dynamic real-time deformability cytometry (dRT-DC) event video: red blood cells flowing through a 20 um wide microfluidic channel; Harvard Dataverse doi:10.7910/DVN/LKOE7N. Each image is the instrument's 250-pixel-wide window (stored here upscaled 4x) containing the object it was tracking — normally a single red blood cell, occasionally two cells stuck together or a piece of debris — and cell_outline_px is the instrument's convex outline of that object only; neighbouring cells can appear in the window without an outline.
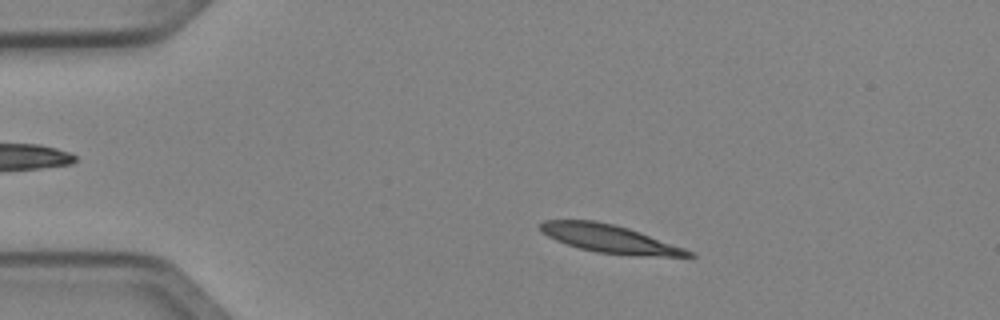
{"species": "Egyptian fruit bat (a non-hibernating species)", "species_latin": "Rousettus aegyptiacus", "temperature_condition": "cold", "stored_images_in_passage": 47, "camera_frame_rate_fps": 3000, "um_per_image_px": 0.085, "animal": {"sex": "female"}, "frame": {"image": 1, "passage_image": 7, "time_ms": 2.0, "image_size_px": [1000, 320], "cell_outline_px": [[696, 256], [692, 260], [632, 256], [596, 252], [580, 248], [556, 240], [548, 236], [540, 228], [540, 224], [544, 220], [596, 220], [628, 228], [640, 232], [684, 248], [692, 252]], "centroid_in_image_um": [52.03, 20.36], "position_along_channel_um": 33.0, "area_um2": 24.85}}
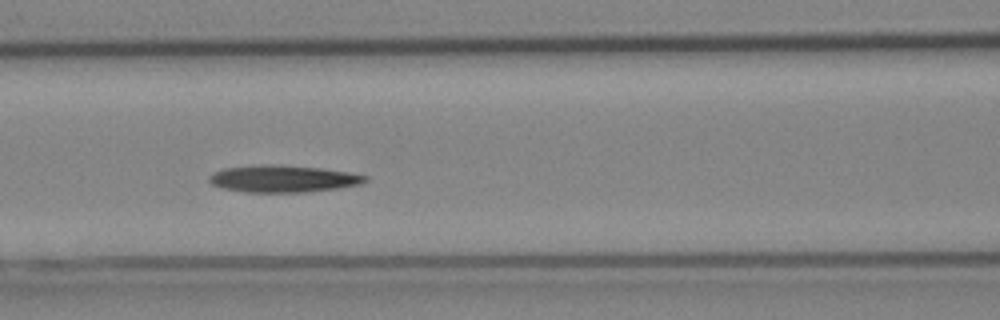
{"frame": {"image": 2, "passage_image": 19, "time_ms": 6.0, "image_size_px": [1000, 320], "cell_outline_px": [[368, 180], [364, 184], [340, 188], [304, 192], [244, 192], [224, 188], [212, 184], [208, 180], [208, 176], [212, 172], [224, 168], [264, 164], [272, 164], [320, 168], [348, 172], [368, 176]], "centroid_in_image_um": [24.07, 15.19], "position_along_channel_um": 142.5, "area_um2": 24.68}}
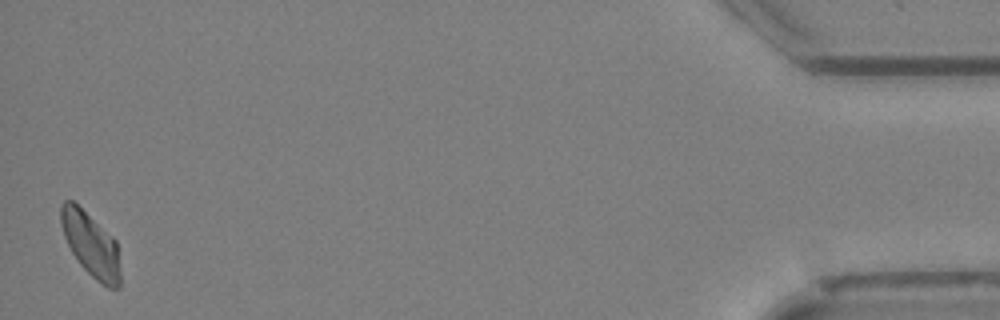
{"frame": {"image": 3, "passage_image": 47, "time_ms": 15.333, "image_size_px": [1000, 320], "cell_outline_px": [[120, 288], [108, 288], [96, 280], [80, 264], [72, 252], [64, 236], [60, 224], [60, 204], [64, 200], [72, 200], [112, 236], [116, 240], [120, 268]], "centroid_in_image_um": [7.72, 20.79], "position_along_channel_um": 427.5, "area_um2": 22.08}}